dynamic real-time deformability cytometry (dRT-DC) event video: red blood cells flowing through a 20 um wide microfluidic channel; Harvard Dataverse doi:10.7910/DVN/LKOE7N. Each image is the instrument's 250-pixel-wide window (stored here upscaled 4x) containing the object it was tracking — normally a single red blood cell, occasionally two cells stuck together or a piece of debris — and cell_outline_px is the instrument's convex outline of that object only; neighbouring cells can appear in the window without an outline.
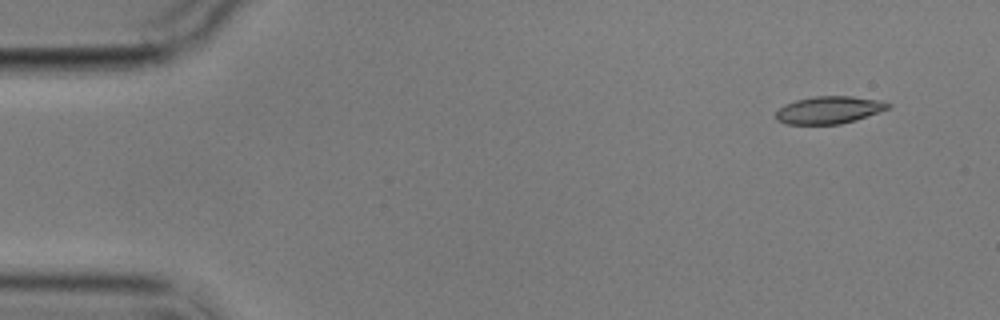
{"species": "common noctule bat (a hibernating species)", "species_latin": "Nyctalus noctula", "temperature_condition": "cold", "stored_images_in_passage": 5, "camera_frame_rate_fps": 3000, "um_per_image_px": 0.085, "animal": {"sex": "male", "body_mass_g": 17.9}, "frame": {"image": 1, "passage_image": 1, "time_ms": 0.0, "image_size_px": [1000, 320], "cell_outline_px": [[892, 104], [888, 108], [880, 112], [856, 120], [840, 124], [784, 124], [776, 120], [776, 112], [784, 104], [796, 100], [816, 96], [852, 96], [880, 100]], "centroid_in_image_um": [70.47, 9.35], "position_along_channel_um": 14.5, "area_um2": 17.98}}
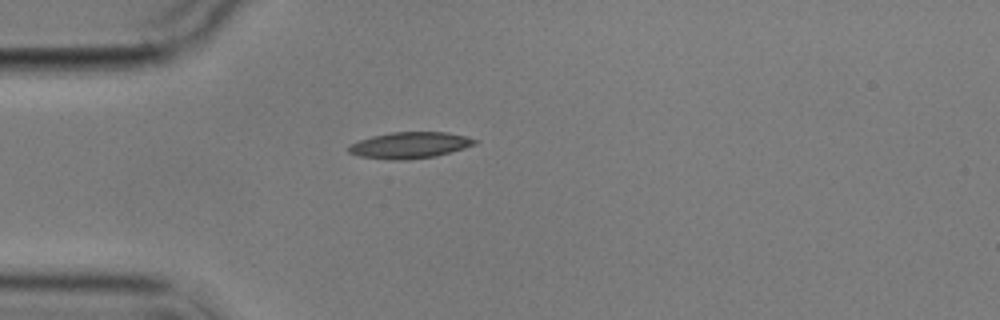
{"frame": {"image": 2, "passage_image": 4, "time_ms": 3.667, "image_size_px": [1000, 320], "cell_outline_px": [[480, 140], [476, 144], [464, 148], [436, 156], [408, 160], [392, 160], [360, 156], [348, 152], [348, 148], [352, 144], [360, 140], [372, 136], [392, 132], [448, 132]], "centroid_in_image_um": [34.87, 12.34], "position_along_channel_um": 50.1, "area_um2": 19.25}}